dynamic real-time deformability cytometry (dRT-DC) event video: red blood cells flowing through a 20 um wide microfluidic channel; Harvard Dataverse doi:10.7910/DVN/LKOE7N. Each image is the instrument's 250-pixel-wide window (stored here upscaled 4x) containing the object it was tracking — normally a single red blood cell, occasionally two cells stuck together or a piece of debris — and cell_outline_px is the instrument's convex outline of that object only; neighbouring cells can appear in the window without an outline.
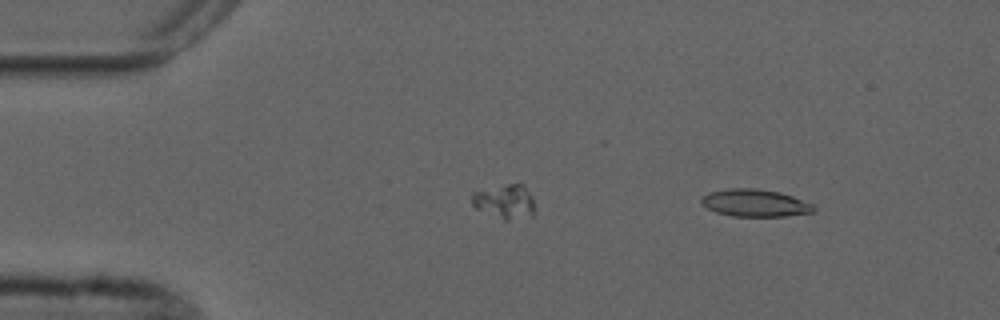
{"species": "common noctule bat (a hibernating species)", "species_latin": "Nyctalus noctula", "temperature_condition": "cold", "stored_images_in_passage": 3, "camera_frame_rate_fps": 3000, "um_per_image_px": 0.085, "animal": {"sex": "male", "forearm_length_mm": 52.5}, "frame": {"image": 1, "passage_image": 1, "time_ms": 0.0, "image_size_px": [1000, 320], "cell_outline_px": [[816, 208], [812, 212], [784, 216], [732, 216], [716, 212], [708, 208], [700, 200], [708, 192], [728, 188], [756, 188], [780, 192], [792, 196], [812, 204]], "centroid_in_image_um": [64.17, 17.24], "position_along_channel_um": 20.8, "area_um2": 17.74}}
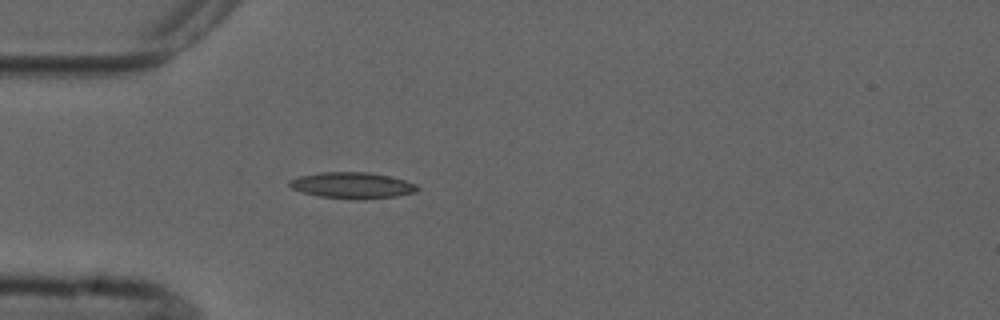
{"frame": {"image": 2, "passage_image": 3, "time_ms": 3.0, "image_size_px": [1000, 320], "cell_outline_px": [[420, 188], [416, 192], [396, 196], [364, 200], [356, 200], [320, 196], [304, 192], [292, 188], [288, 184], [288, 180], [300, 176], [320, 172], [368, 172], [388, 176], [404, 180], [416, 184]], "centroid_in_image_um": [29.96, 15.76], "position_along_channel_um": 55.0, "area_um2": 19.54}}